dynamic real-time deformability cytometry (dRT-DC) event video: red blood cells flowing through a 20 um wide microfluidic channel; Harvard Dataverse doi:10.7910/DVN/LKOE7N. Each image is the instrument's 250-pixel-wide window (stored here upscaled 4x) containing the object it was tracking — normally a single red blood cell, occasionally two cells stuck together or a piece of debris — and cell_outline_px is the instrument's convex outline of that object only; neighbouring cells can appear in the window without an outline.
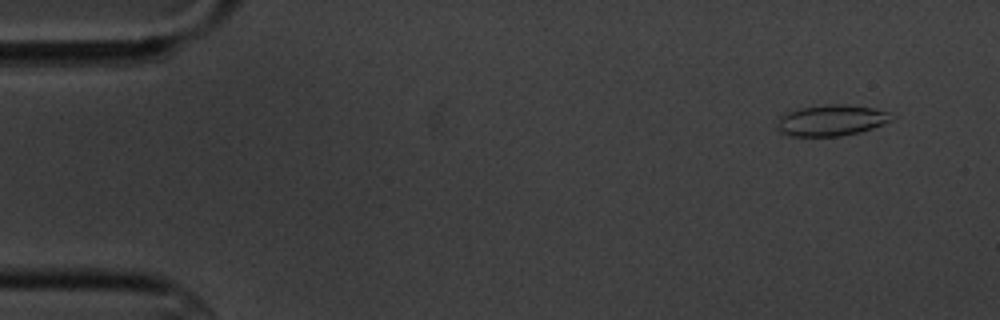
{"species": "common noctule bat (a hibernating species)", "species_latin": "Nyctalus noctula", "temperature_condition": "cold", "stored_images_in_passage": 2, "camera_frame_rate_fps": 3000, "um_per_image_px": 0.085, "animal": {"sex": "male", "body_mass_g": 20.1, "forearm_length_mm": 53.5}, "frame": {"image": 1, "passage_image": 1, "time_ms": 0.0, "image_size_px": [1000, 320], "cell_outline_px": [[896, 116], [892, 120], [872, 128], [860, 132], [840, 136], [788, 136], [780, 132], [776, 128], [776, 124], [780, 116], [784, 112], [800, 108], [828, 104], [848, 104], [876, 108], [888, 112]], "centroid_in_image_um": [70.65, 10.22], "position_along_channel_um": 14.3, "area_um2": 21.04}}